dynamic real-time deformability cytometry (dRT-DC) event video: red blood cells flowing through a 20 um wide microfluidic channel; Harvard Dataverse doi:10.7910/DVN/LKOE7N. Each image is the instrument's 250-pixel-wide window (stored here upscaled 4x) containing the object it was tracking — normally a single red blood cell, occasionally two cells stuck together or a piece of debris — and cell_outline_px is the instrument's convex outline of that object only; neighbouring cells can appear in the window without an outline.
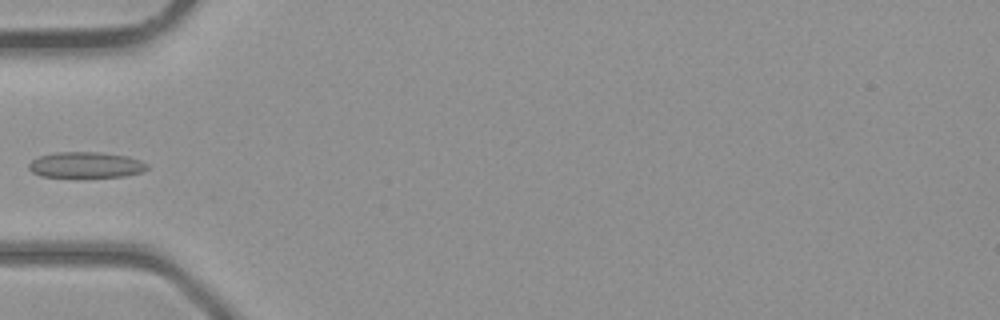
{"species": "common noctule bat (a hibernating species)", "species_latin": "Nyctalus noctula", "temperature_condition": "room temperature", "stored_images_in_passage": 5, "camera_frame_rate_fps": 3000, "um_per_image_px": 0.085, "animal": {"sex": "male", "body_mass_g": 23.1, "forearm_length_mm": 52.7}, "frame": {"image": 1, "passage_image": 5, "time_ms": 4.667, "image_size_px": [1000, 320], "cell_outline_px": [[148, 168], [140, 172], [124, 176], [84, 180], [40, 176], [32, 172], [28, 168], [28, 164], [32, 160], [40, 156], [56, 152], [96, 152], [128, 156], [140, 160], [148, 164]], "centroid_in_image_um": [7.27, 14.07], "position_along_channel_um": 77.7, "area_um2": 18.73}}